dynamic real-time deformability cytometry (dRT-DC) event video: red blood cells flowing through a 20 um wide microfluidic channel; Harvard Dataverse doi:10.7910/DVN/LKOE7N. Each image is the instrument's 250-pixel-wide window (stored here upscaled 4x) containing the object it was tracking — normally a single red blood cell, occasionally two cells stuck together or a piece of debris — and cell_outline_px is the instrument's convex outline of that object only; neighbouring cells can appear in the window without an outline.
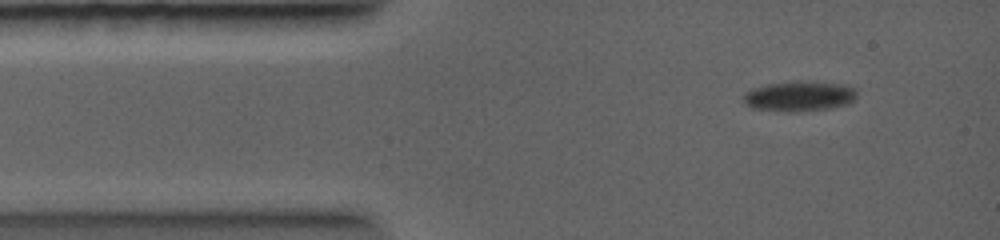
{"species": "common noctule bat (a hibernating species)", "species_latin": "Nyctalus noctula", "temperature_condition": "warm", "stored_images_in_passage": 3, "segment_of_instrument_passage": [2, 2], "camera_frame_rate_fps": 5000, "um_per_image_px": 0.085, "animal": {"sex": "female", "body_mass_g": 19.0, "forearm_length_mm": 56.7}, "frame": {"image": 1, "passage_image": 3, "time_ms": 1.6, "image_size_px": [1000, 240], "cell_outline_px": [[856, 96], [848, 104], [832, 108], [792, 112], [788, 112], [756, 108], [744, 104], [744, 92], [752, 88], [764, 84], [800, 80], [844, 84], [852, 88], [856, 92]], "centroid_in_image_um": [67.92, 8.16], "position_along_channel_um": 17.1, "area_um2": 20.06}}